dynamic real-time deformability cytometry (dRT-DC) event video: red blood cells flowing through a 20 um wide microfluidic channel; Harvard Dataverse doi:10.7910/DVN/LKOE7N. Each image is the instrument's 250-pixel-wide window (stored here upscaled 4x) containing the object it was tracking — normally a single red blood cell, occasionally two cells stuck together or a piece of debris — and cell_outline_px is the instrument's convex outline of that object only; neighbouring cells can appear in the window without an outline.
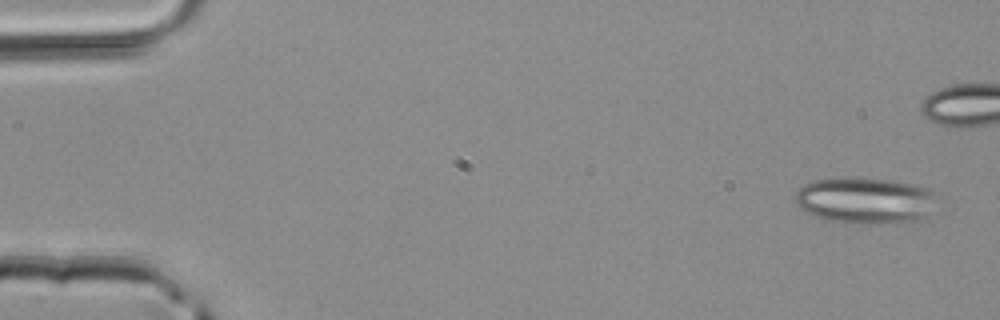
{"species": "common noctule bat (a hibernating species)", "species_latin": "Nyctalus noctula", "temperature_condition": "room temperature", "stored_images_in_passage": 5, "camera_frame_rate_fps": 3000, "um_per_image_px": 0.085, "animal": {"sex": "male", "body_mass_g": 20.4}, "frame": {"image": 1, "passage_image": 1, "time_ms": 0.0, "image_size_px": [1000, 320], "cell_outline_px": [[936, 212], [928, 220], [900, 224], [844, 224], [824, 220], [804, 212], [796, 204], [796, 192], [804, 184], [816, 180], [836, 176], [892, 180], [912, 184], [928, 188], [936, 196]], "centroid_in_image_um": [73.62, 17.09], "position_along_channel_um": 11.4, "area_um2": 40.06}}